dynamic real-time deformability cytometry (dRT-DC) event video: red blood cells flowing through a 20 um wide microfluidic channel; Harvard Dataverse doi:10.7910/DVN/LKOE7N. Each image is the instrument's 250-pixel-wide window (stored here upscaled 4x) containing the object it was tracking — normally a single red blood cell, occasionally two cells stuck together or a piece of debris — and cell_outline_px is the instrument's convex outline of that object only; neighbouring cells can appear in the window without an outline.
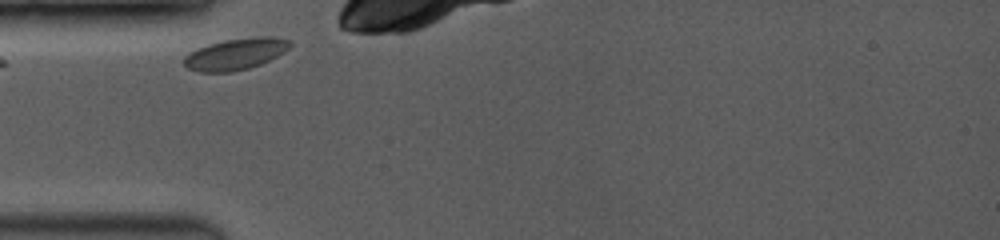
{"species": "common noctule bat (a hibernating species)", "species_latin": "Nyctalus noctula", "temperature_condition": "room temperature", "stored_images_in_passage": 28, "camera_frame_rate_fps": 3500, "um_per_image_px": 0.085, "animal": {"sex": "female", "body_mass_g": 19.0, "forearm_length_mm": 53.3}, "frame": {"image": 1, "passage_image": 1, "time_ms": 0.0, "image_size_px": [1000, 240], "cell_outline_px": [[292, 44], [284, 52], [260, 64], [248, 68], [232, 72], [200, 72], [188, 68], [184, 64], [184, 56], [188, 52], [208, 44], [224, 40], [256, 36], [272, 36], [288, 40]], "centroid_in_image_um": [20.0, 4.58], "position_along_channel_um": 65.0, "area_um2": 19.36}}
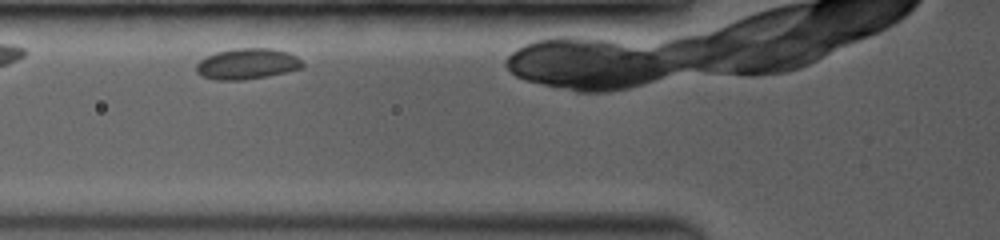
{"frame": {"image": 2, "passage_image": 5, "time_ms": 1.143, "image_size_px": [1000, 240], "cell_outline_px": [[304, 68], [268, 76], [244, 80], [216, 80], [204, 76], [196, 72], [196, 64], [204, 56], [216, 52], [236, 48], [272, 48], [288, 52], [296, 56], [304, 64]], "centroid_in_image_um": [21.02, 5.42], "position_along_channel_um": 104.8, "area_um2": 19.25}}